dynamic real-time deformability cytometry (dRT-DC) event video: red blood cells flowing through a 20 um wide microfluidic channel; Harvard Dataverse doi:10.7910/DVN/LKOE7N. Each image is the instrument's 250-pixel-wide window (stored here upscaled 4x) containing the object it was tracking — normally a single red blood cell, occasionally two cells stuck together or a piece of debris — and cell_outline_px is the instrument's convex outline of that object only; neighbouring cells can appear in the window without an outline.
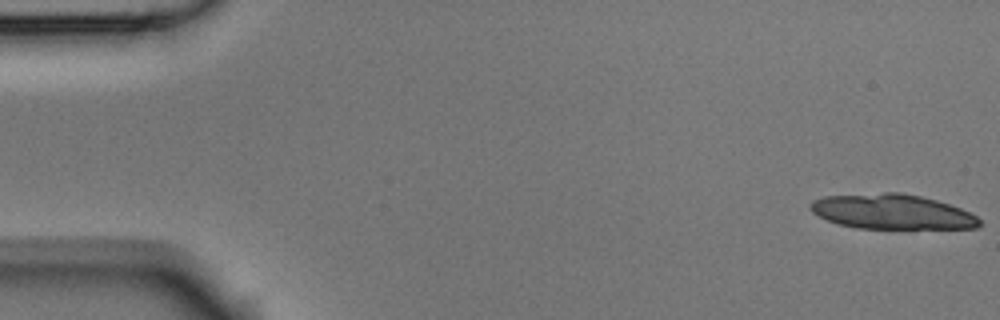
{"species": "Egyptian fruit bat (a non-hibernating species)", "species_latin": "Rousettus aegyptiacus", "temperature_condition": "room temperature", "stored_images_in_passage": 14, "camera_frame_rate_fps": 3000, "um_per_image_px": 0.085, "animal": {"sex": "male"}, "frame": {"image": 1, "passage_image": 1, "time_ms": 0.0, "image_size_px": [1000, 320], "cell_outline_px": [[984, 224], [976, 228], [856, 228], [836, 224], [812, 212], [808, 208], [808, 204], [812, 200], [824, 196], [884, 192], [900, 192], [920, 196], [936, 200], [960, 208], [976, 216]], "centroid_in_image_um": [75.78, 17.99], "position_along_channel_um": 9.2, "area_um2": 34.45}}
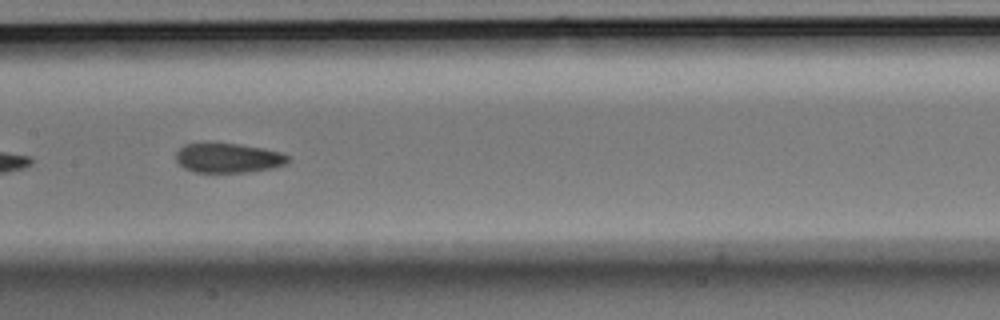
{"frame": {"image": 2, "passage_image": 7, "time_ms": 2.0, "image_size_px": [1000, 320], "cell_outline_px": [[288, 160], [284, 164], [272, 168], [248, 172], [196, 172], [184, 168], [176, 160], [176, 152], [184, 144], [204, 140], [212, 140], [240, 144], [264, 148], [280, 152], [288, 156]], "centroid_in_image_um": [19.32, 13.37], "position_along_channel_um": 188.1, "area_um2": 19.94}}
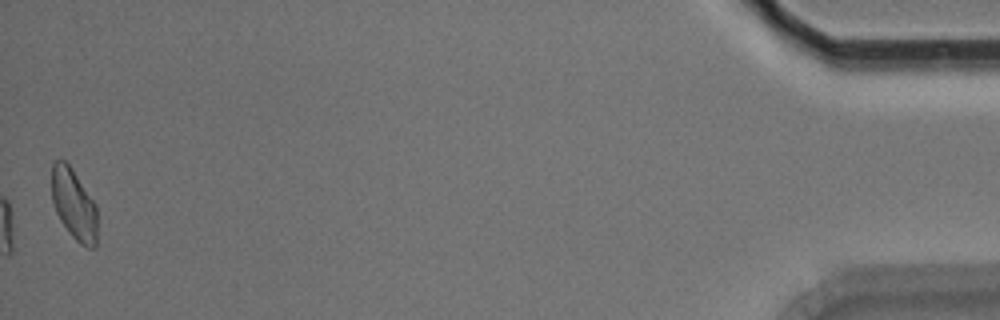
{"frame": {"image": 3, "passage_image": 14, "time_ms": 4.333, "image_size_px": [1000, 320], "cell_outline_px": [[96, 248], [88, 248], [80, 244], [68, 232], [60, 220], [56, 212], [52, 200], [52, 164], [56, 160], [64, 160], [72, 168], [96, 204]], "centroid_in_image_um": [6.28, 17.38], "position_along_channel_um": 428.9, "area_um2": 18.79}}